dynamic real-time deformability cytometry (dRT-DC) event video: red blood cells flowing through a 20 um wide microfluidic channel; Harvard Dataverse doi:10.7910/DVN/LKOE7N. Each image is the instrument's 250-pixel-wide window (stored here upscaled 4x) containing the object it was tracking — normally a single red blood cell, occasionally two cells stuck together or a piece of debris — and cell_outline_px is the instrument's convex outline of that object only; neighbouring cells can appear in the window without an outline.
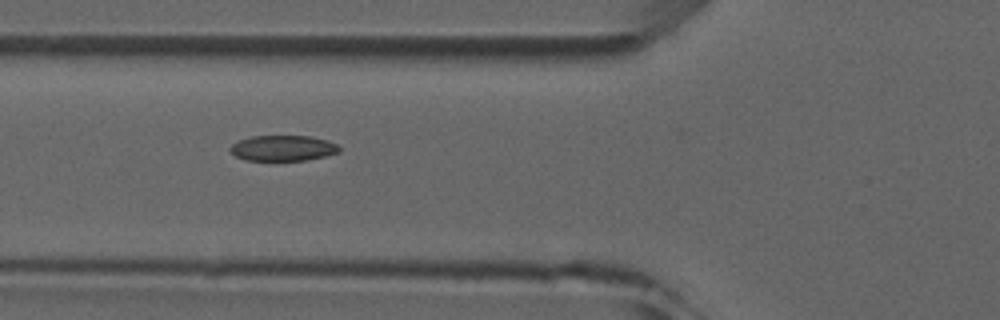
{"species": "common noctule bat (a hibernating species)", "species_latin": "Nyctalus noctula", "temperature_condition": "room temperature", "stored_images_in_passage": 8, "camera_frame_rate_fps": 3000, "um_per_image_px": 0.085, "animal": {"sex": "male", "forearm_length_mm": 52.5}, "frame": {"image": 1, "passage_image": 6, "time_ms": 5.667, "image_size_px": [1000, 320], "cell_outline_px": [[340, 152], [308, 160], [244, 160], [236, 156], [228, 148], [232, 144], [240, 140], [252, 136], [312, 136], [328, 140], [336, 144], [340, 148]], "centroid_in_image_um": [24.06, 12.59], "position_along_channel_um": 101.7, "area_um2": 16.24}}
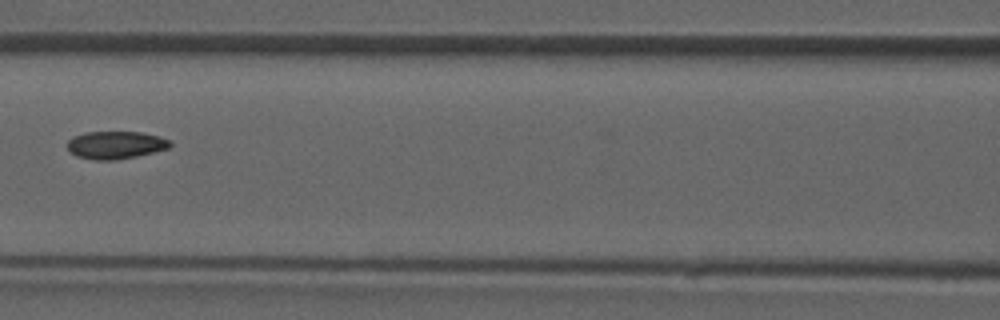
{"frame": {"image": 2, "passage_image": 7, "time_ms": 7.0, "image_size_px": [1000, 320], "cell_outline_px": [[172, 144], [168, 148], [136, 156], [116, 160], [96, 160], [76, 156], [64, 144], [72, 136], [84, 132], [140, 132], [160, 136], [168, 140]], "centroid_in_image_um": [9.77, 12.31], "position_along_channel_um": 156.8, "area_um2": 16.59}}